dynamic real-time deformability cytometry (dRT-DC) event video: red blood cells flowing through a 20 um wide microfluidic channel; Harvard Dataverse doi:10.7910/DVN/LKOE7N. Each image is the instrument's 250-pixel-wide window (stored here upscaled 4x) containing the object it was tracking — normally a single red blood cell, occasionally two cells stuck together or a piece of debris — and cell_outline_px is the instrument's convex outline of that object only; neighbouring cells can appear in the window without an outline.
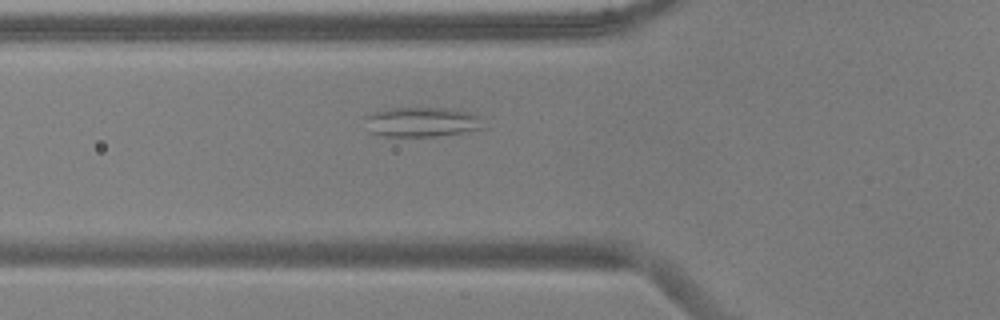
{"species": "common noctule bat (a hibernating species)", "species_latin": "Nyctalus noctula", "temperature_condition": "warm", "stored_images_in_passage": 39, "camera_frame_rate_fps": 3000, "um_per_image_px": 0.085, "animal": {"sex": "male", "body_mass_g": 17.9, "forearm_length_mm": 54.2}, "frame": {"image": 1, "passage_image": 5, "time_ms": 1.333, "image_size_px": [1000, 320], "cell_outline_px": [[480, 128], [468, 132], [436, 136], [384, 136], [368, 132], [364, 116], [372, 112], [392, 108], [452, 108], [472, 112], [476, 116]], "centroid_in_image_um": [35.76, 10.36], "position_along_channel_um": 90.0, "area_um2": 20.4}}
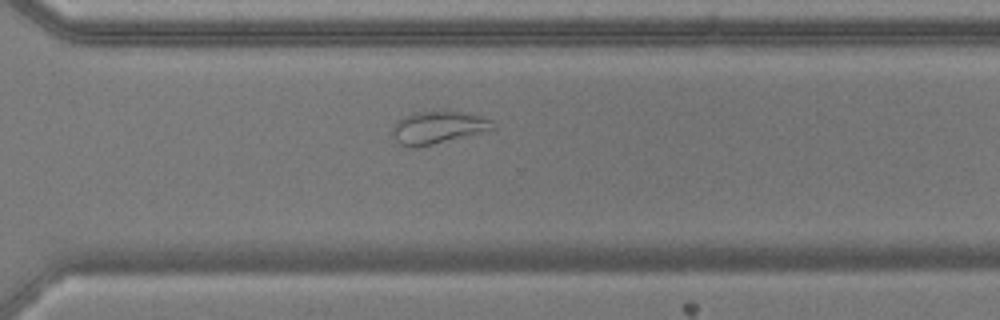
{"frame": {"image": 2, "passage_image": 24, "time_ms": 7.667, "image_size_px": [1000, 320], "cell_outline_px": [[496, 128], [416, 148], [412, 148], [400, 144], [396, 140], [392, 132], [392, 124], [396, 120], [412, 112], [460, 112], [480, 116], [492, 120], [496, 124]], "centroid_in_image_um": [37.17, 10.83], "position_along_channel_um": 333.4, "area_um2": 18.73}}
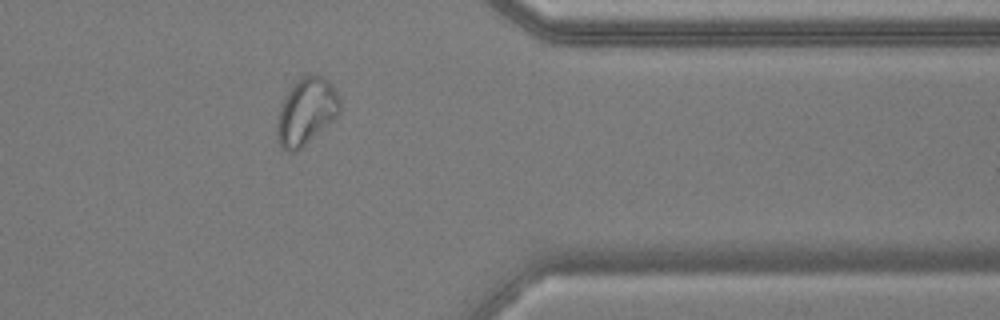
{"frame": {"image": 3, "passage_image": 29, "time_ms": 9.333, "image_size_px": [1000, 320], "cell_outline_px": [[340, 116], [296, 152], [288, 152], [280, 148], [276, 136], [276, 124], [280, 108], [292, 84], [300, 76], [308, 72], [320, 76], [328, 80], [332, 84], [340, 100]], "centroid_in_image_um": [26.04, 9.48], "position_along_channel_um": 385.4, "area_um2": 24.97}, "authors_computed_cell_mechanics": {"area_um2": 20.4034, "velocity_mm_per_s": 3.8407, "shape_relaxation_time_tau1_ms": null, "shape_relaxation_time_tau2_ms": 1.416, "deformation_change_tau1": null, "deformation_change_tau2": 0.075}}